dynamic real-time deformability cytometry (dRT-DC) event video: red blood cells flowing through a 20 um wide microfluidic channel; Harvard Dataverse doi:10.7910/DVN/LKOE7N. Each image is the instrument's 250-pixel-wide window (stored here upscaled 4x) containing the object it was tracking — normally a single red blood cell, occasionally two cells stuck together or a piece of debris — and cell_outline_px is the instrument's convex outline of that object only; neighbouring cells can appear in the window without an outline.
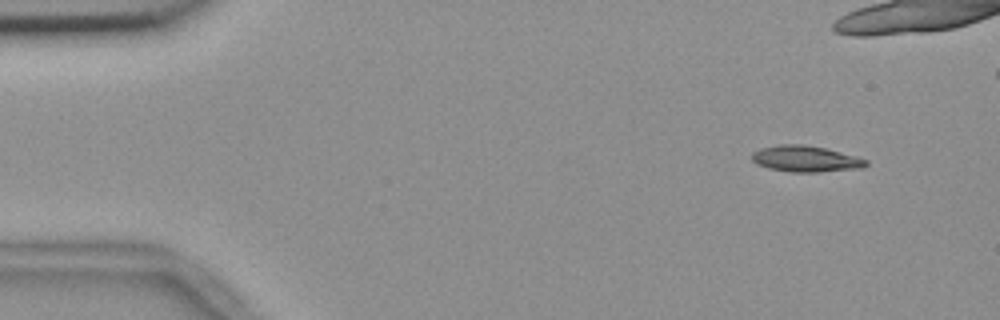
{"species": "common noctule bat (a hibernating species)", "species_latin": "Nyctalus noctula", "temperature_condition": "room temperature", "stored_images_in_passage": 5, "camera_frame_rate_fps": 3000, "um_per_image_px": 0.085, "animal": {"sex": "female", "body_mass_g": 18.4}, "frame": {"image": 1, "passage_image": 1, "time_ms": 0.0, "image_size_px": [1000, 320], "cell_outline_px": [[868, 164], [864, 168], [816, 172], [792, 172], [768, 168], [756, 164], [752, 160], [752, 152], [760, 148], [780, 144], [804, 144], [824, 148], [856, 156], [868, 160]], "centroid_in_image_um": [68.47, 13.5], "position_along_channel_um": 16.5, "area_um2": 17.46}}